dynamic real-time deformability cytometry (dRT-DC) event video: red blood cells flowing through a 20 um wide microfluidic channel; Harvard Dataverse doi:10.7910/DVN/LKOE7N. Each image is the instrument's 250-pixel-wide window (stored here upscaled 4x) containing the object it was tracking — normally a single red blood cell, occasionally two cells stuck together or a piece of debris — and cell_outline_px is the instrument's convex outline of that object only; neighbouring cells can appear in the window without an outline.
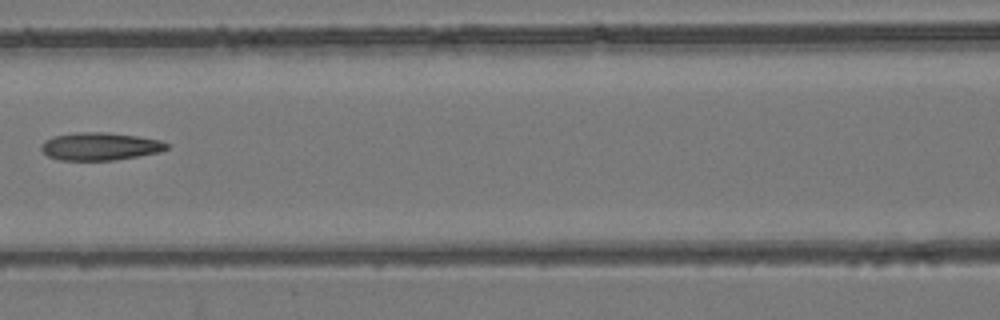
{"species": "common noctule bat (a hibernating species)", "species_latin": "Nyctalus noctula", "temperature_condition": "room temperature", "stored_images_in_passage": 5, "camera_frame_rate_fps": 3000, "um_per_image_px": 0.085, "animal": {"sex": "female", "body_mass_g": 24.6, "forearm_length_mm": 56.2}, "frame": {"image": 1, "passage_image": 4, "time_ms": 1.0, "image_size_px": [1000, 320], "cell_outline_px": [[168, 148], [160, 152], [116, 160], [60, 160], [48, 156], [40, 148], [40, 144], [44, 140], [52, 136], [76, 132], [108, 132], [136, 136], [160, 140], [168, 144]], "centroid_in_image_um": [8.47, 12.44], "position_along_channel_um": 158.1, "area_um2": 20.4}}
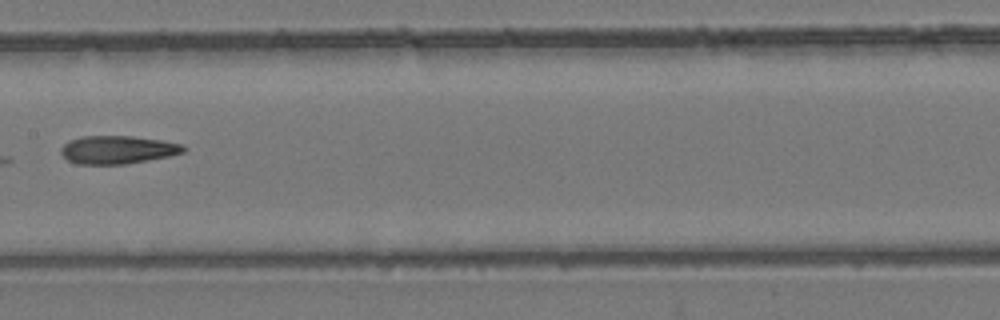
{"frame": {"image": 2, "passage_image": 5, "time_ms": 1.333, "image_size_px": [1000, 320], "cell_outline_px": [[188, 148], [184, 152], [168, 156], [148, 160], [124, 164], [76, 164], [68, 160], [60, 152], [60, 148], [68, 140], [80, 136], [132, 136], [160, 140], [184, 144]], "centroid_in_image_um": [9.99, 12.72], "position_along_channel_um": 197.4, "area_um2": 20.17}}